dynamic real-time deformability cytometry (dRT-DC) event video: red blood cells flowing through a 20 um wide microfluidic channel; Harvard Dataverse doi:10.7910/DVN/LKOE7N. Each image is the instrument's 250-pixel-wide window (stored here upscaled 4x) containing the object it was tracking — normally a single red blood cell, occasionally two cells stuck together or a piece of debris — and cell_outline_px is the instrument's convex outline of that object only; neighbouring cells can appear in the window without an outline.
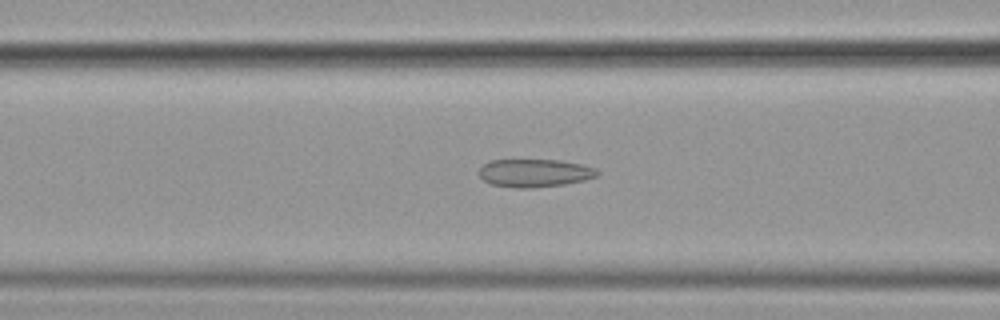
{"species": "common noctule bat (a hibernating species)", "species_latin": "Nyctalus noctula", "temperature_condition": "cold", "stored_images_in_passage": 55, "camera_frame_rate_fps": 3000, "um_per_image_px": 0.085, "animal": {"sex": "female", "body_mass_g": 19.9}, "frame": {"image": 1, "passage_image": 22, "time_ms": 7.0, "image_size_px": [1000, 320], "cell_outline_px": [[600, 176], [584, 180], [564, 184], [532, 188], [520, 188], [492, 184], [484, 180], [476, 172], [488, 160], [560, 160], [580, 164], [596, 168], [600, 172]], "centroid_in_image_um": [45.46, 14.7], "position_along_channel_um": 121.1, "area_um2": 19.36}}
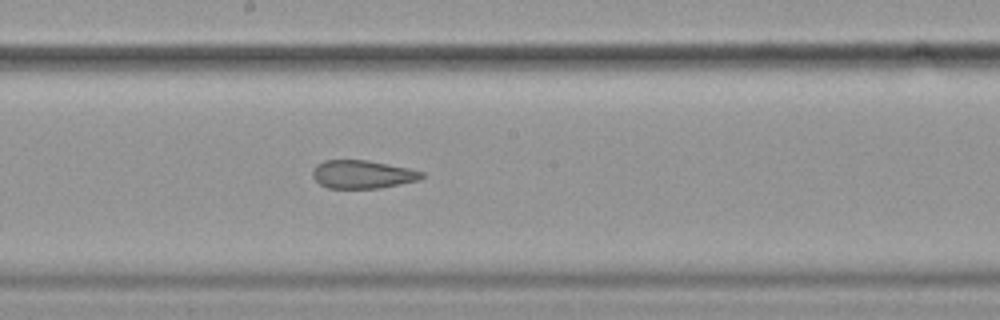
{"frame": {"image": 2, "passage_image": 30, "time_ms": 9.667, "image_size_px": [1000, 320], "cell_outline_px": [[424, 176], [420, 180], [380, 188], [328, 188], [320, 184], [312, 176], [312, 172], [316, 164], [324, 160], [368, 160], [408, 168], [424, 172]], "centroid_in_image_um": [30.81, 14.82], "position_along_channel_um": 217.4, "area_um2": 17.98}}
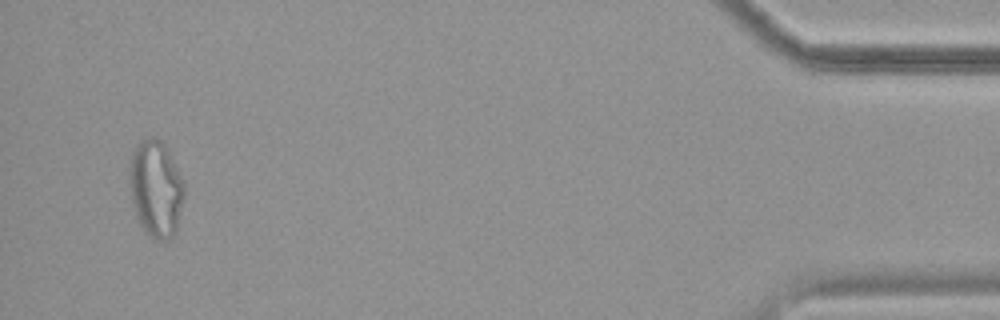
{"frame": {"image": 3, "passage_image": 53, "time_ms": 17.333, "image_size_px": [1000, 320], "cell_outline_px": [[184, 196], [176, 232], [168, 240], [156, 240], [144, 232], [136, 216], [132, 204], [128, 184], [128, 168], [132, 152], [136, 144], [140, 140], [160, 140], [164, 144], [184, 184]], "centroid_in_image_um": [13.2, 16.09], "position_along_channel_um": 422.0, "area_um2": 30.87}, "authors_computed_cell_mechanics": {"area_um2": 23.5246, "velocity_mm_per_s": 3.617, "shape_relaxation_time_tau1_ms": null, "shape_relaxation_time_tau2_ms": 2.1111, "deformation_change_tau1": null, "deformation_change_tau2": 0.0859}}